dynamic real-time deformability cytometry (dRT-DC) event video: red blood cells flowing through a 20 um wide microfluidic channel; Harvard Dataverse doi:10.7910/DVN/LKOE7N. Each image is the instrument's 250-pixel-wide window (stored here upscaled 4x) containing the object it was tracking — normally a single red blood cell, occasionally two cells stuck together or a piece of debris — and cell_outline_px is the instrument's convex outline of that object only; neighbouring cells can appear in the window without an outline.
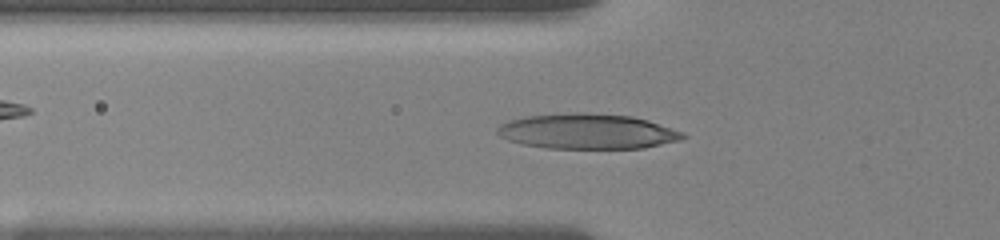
{"species": "human", "species_latin": "Homo sapiens", "temperature_condition": "room temperature", "stored_images_in_passage": 20, "camera_frame_rate_fps": 3000, "um_per_image_px": 0.085, "donor": {"sex": "female"}, "frame": {"image": 1, "passage_image": 18, "time_ms": 6.0, "image_size_px": [1000, 240], "cell_outline_px": [[688, 136], [680, 140], [644, 148], [548, 148], [524, 144], [508, 140], [500, 136], [496, 132], [496, 128], [500, 124], [508, 120], [528, 116], [576, 112], [584, 112], [632, 116], [648, 120], [684, 132]], "centroid_in_image_um": [49.94, 11.16], "position_along_channel_um": 75.9, "area_um2": 38.09}}
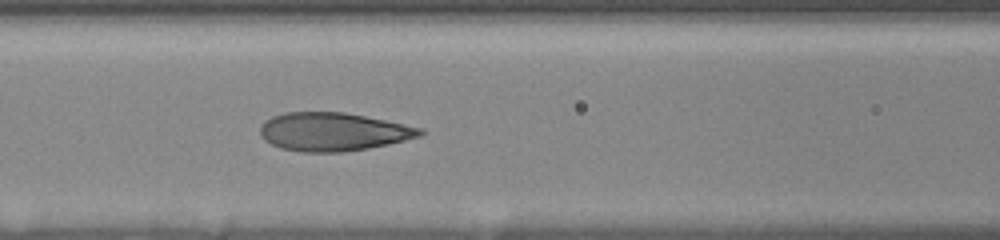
{"frame": {"image": 2, "passage_image": 20, "time_ms": 7.667, "image_size_px": [1000, 240], "cell_outline_px": [[424, 132], [420, 136], [388, 144], [368, 148], [344, 152], [300, 152], [280, 148], [264, 140], [260, 136], [260, 128], [264, 120], [272, 116], [284, 112], [344, 112], [424, 128]], "centroid_in_image_um": [28.28, 11.2], "position_along_channel_um": 138.3, "area_um2": 35.78}}